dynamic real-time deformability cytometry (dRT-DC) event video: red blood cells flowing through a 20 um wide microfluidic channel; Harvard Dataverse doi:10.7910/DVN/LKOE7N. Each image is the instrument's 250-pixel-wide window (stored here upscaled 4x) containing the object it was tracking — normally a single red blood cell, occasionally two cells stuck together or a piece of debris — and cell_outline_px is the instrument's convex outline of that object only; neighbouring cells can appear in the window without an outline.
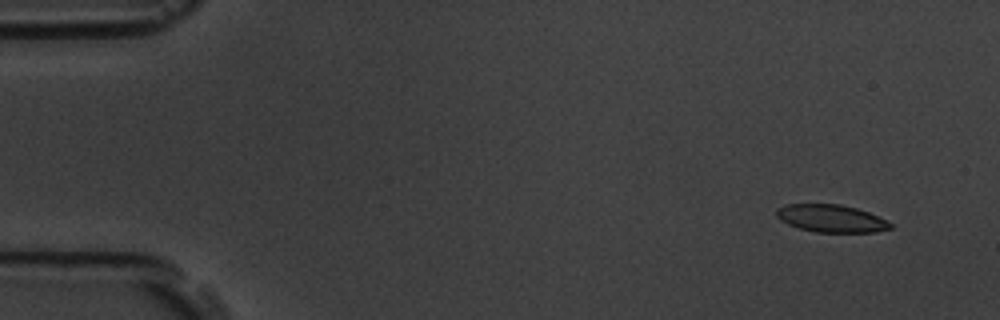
{"species": "common noctule bat (a hibernating species)", "species_latin": "Nyctalus noctula", "temperature_condition": "room temperature", "stored_images_in_passage": 5, "camera_frame_rate_fps": 3000, "um_per_image_px": 0.085, "animal": {"sex": "male", "body_mass_g": 19.5, "forearm_length_mm": 54.6}, "frame": {"image": 1, "passage_image": 1, "time_ms": 0.0, "image_size_px": [1000, 320], "cell_outline_px": [[892, 228], [876, 232], [816, 232], [800, 228], [788, 224], [780, 220], [776, 216], [776, 208], [788, 204], [840, 204], [856, 208], [868, 212], [892, 224]], "centroid_in_image_um": [70.62, 18.56], "position_along_channel_um": 14.4, "area_um2": 18.15}}
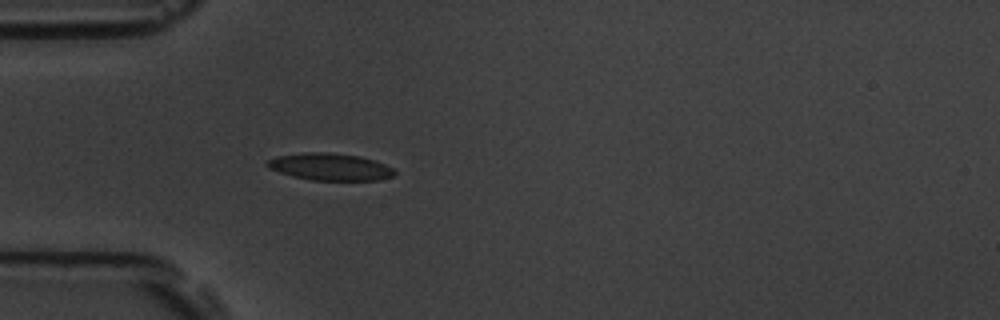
{"frame": {"image": 2, "passage_image": 5, "time_ms": 4.333, "image_size_px": [1000, 320], "cell_outline_px": [[396, 172], [392, 176], [376, 180], [312, 180], [292, 176], [268, 168], [264, 164], [268, 160], [276, 156], [304, 152], [332, 152], [360, 156], [376, 160], [396, 168]], "centroid_in_image_um": [28.07, 14.16], "position_along_channel_um": 56.9, "area_um2": 20.35}}